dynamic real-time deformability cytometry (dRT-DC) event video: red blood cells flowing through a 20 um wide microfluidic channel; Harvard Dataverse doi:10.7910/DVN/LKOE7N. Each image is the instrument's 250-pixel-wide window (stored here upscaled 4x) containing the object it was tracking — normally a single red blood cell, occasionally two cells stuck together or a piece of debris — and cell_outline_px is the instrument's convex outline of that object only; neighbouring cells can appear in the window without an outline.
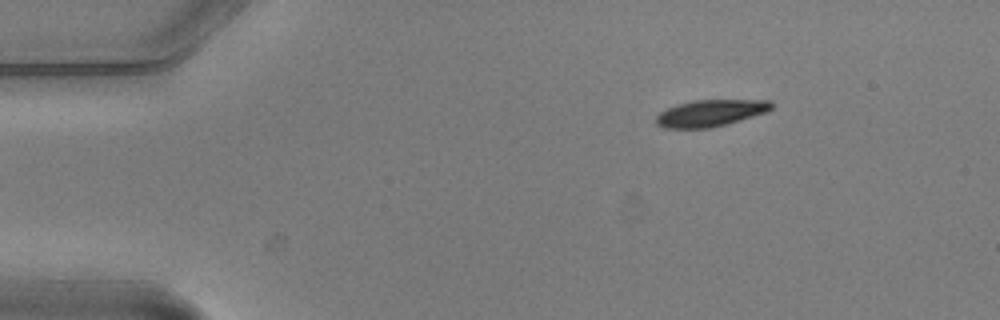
{"species": "common noctule bat (a hibernating species)", "species_latin": "Nyctalus noctula", "temperature_condition": "warm", "stored_images_in_passage": 3, "camera_frame_rate_fps": 3000, "um_per_image_px": 0.085, "animal": {"sex": "male", "body_mass_g": 20.5, "forearm_length_mm": 52.5}, "frame": {"image": 1, "passage_image": 3, "time_ms": 0.667, "image_size_px": [1000, 320], "cell_outline_px": [[772, 108], [768, 112], [712, 128], [664, 128], [656, 124], [656, 116], [660, 112], [676, 104], [692, 100], [772, 100]], "centroid_in_image_um": [60.39, 9.61], "position_along_channel_um": 24.6, "area_um2": 18.03}}